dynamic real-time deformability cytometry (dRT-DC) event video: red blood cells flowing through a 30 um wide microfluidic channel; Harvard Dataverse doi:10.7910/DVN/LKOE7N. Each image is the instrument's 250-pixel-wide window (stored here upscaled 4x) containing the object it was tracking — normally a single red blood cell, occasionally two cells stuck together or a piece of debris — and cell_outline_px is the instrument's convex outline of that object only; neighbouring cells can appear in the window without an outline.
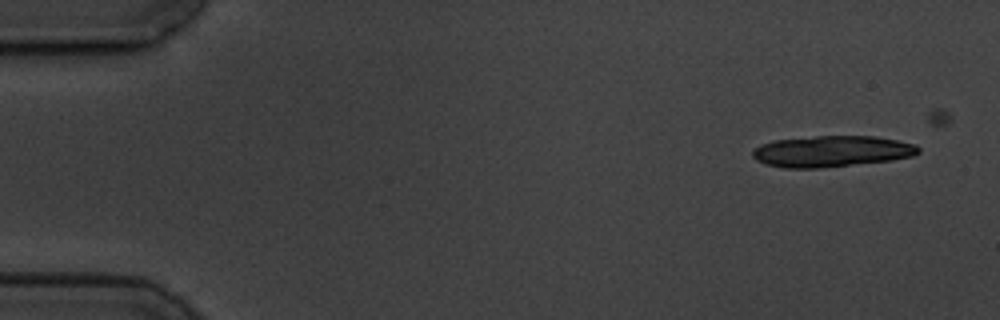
{"species": "common noctule bat (a hibernating species)", "species_latin": "Nyctalus noctula", "temperature_condition": "cold", "stored_images_in_passage": 4, "camera_frame_rate_fps": 3000, "um_per_image_px": 0.085, "animal": {"sex": "male", "body_mass_g": 19.5, "forearm_length_mm": 54.6}, "frame": {"image": 1, "passage_image": 1, "time_ms": 0.0, "image_size_px": [1000, 320], "cell_outline_px": [[920, 152], [912, 156], [892, 160], [820, 168], [784, 168], [764, 164], [756, 160], [752, 156], [752, 152], [760, 144], [772, 140], [816, 136], [876, 136], [916, 144], [920, 148]], "centroid_in_image_um": [70.68, 12.86], "position_along_channel_um": 14.3, "area_um2": 30.29}}